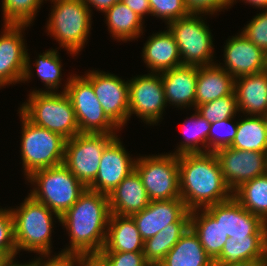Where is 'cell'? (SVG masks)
<instances>
[{
	"label": "cell",
	"mask_w": 267,
	"mask_h": 266,
	"mask_svg": "<svg viewBox=\"0 0 267 266\" xmlns=\"http://www.w3.org/2000/svg\"><path fill=\"white\" fill-rule=\"evenodd\" d=\"M160 74L167 106L195 110L198 66L182 65Z\"/></svg>",
	"instance_id": "20"
},
{
	"label": "cell",
	"mask_w": 267,
	"mask_h": 266,
	"mask_svg": "<svg viewBox=\"0 0 267 266\" xmlns=\"http://www.w3.org/2000/svg\"><path fill=\"white\" fill-rule=\"evenodd\" d=\"M262 117H263V120L265 122L266 130H267V113L265 115H263Z\"/></svg>",
	"instance_id": "51"
},
{
	"label": "cell",
	"mask_w": 267,
	"mask_h": 266,
	"mask_svg": "<svg viewBox=\"0 0 267 266\" xmlns=\"http://www.w3.org/2000/svg\"><path fill=\"white\" fill-rule=\"evenodd\" d=\"M189 14H204L212 17L232 7V0H184Z\"/></svg>",
	"instance_id": "42"
},
{
	"label": "cell",
	"mask_w": 267,
	"mask_h": 266,
	"mask_svg": "<svg viewBox=\"0 0 267 266\" xmlns=\"http://www.w3.org/2000/svg\"><path fill=\"white\" fill-rule=\"evenodd\" d=\"M46 33L71 56L80 54L91 34L92 13L82 0H50Z\"/></svg>",
	"instance_id": "4"
},
{
	"label": "cell",
	"mask_w": 267,
	"mask_h": 266,
	"mask_svg": "<svg viewBox=\"0 0 267 266\" xmlns=\"http://www.w3.org/2000/svg\"><path fill=\"white\" fill-rule=\"evenodd\" d=\"M12 259L5 253L0 252V266H7Z\"/></svg>",
	"instance_id": "49"
},
{
	"label": "cell",
	"mask_w": 267,
	"mask_h": 266,
	"mask_svg": "<svg viewBox=\"0 0 267 266\" xmlns=\"http://www.w3.org/2000/svg\"><path fill=\"white\" fill-rule=\"evenodd\" d=\"M236 34L224 43V63L217 64L235 79L265 71L267 53L249 41L240 31Z\"/></svg>",
	"instance_id": "18"
},
{
	"label": "cell",
	"mask_w": 267,
	"mask_h": 266,
	"mask_svg": "<svg viewBox=\"0 0 267 266\" xmlns=\"http://www.w3.org/2000/svg\"><path fill=\"white\" fill-rule=\"evenodd\" d=\"M21 123L20 155L24 178L32 172L63 164L66 139L30 122L17 110Z\"/></svg>",
	"instance_id": "7"
},
{
	"label": "cell",
	"mask_w": 267,
	"mask_h": 266,
	"mask_svg": "<svg viewBox=\"0 0 267 266\" xmlns=\"http://www.w3.org/2000/svg\"><path fill=\"white\" fill-rule=\"evenodd\" d=\"M180 197L189 211L225 202L233 197L214 152L178 155Z\"/></svg>",
	"instance_id": "2"
},
{
	"label": "cell",
	"mask_w": 267,
	"mask_h": 266,
	"mask_svg": "<svg viewBox=\"0 0 267 266\" xmlns=\"http://www.w3.org/2000/svg\"><path fill=\"white\" fill-rule=\"evenodd\" d=\"M138 155L135 170L141 177L149 200L181 198L178 155L169 152Z\"/></svg>",
	"instance_id": "9"
},
{
	"label": "cell",
	"mask_w": 267,
	"mask_h": 266,
	"mask_svg": "<svg viewBox=\"0 0 267 266\" xmlns=\"http://www.w3.org/2000/svg\"><path fill=\"white\" fill-rule=\"evenodd\" d=\"M95 258L102 266H150L143 252H99Z\"/></svg>",
	"instance_id": "41"
},
{
	"label": "cell",
	"mask_w": 267,
	"mask_h": 266,
	"mask_svg": "<svg viewBox=\"0 0 267 266\" xmlns=\"http://www.w3.org/2000/svg\"><path fill=\"white\" fill-rule=\"evenodd\" d=\"M85 5L89 8L91 13L93 14L92 8L94 7L96 11H100L101 13H105L109 8H111L115 3L120 0H82ZM92 7V8H91Z\"/></svg>",
	"instance_id": "45"
},
{
	"label": "cell",
	"mask_w": 267,
	"mask_h": 266,
	"mask_svg": "<svg viewBox=\"0 0 267 266\" xmlns=\"http://www.w3.org/2000/svg\"><path fill=\"white\" fill-rule=\"evenodd\" d=\"M244 2L245 4H248L250 6H252L255 9H267V0H232V7L234 4H236L237 2Z\"/></svg>",
	"instance_id": "47"
},
{
	"label": "cell",
	"mask_w": 267,
	"mask_h": 266,
	"mask_svg": "<svg viewBox=\"0 0 267 266\" xmlns=\"http://www.w3.org/2000/svg\"><path fill=\"white\" fill-rule=\"evenodd\" d=\"M190 117L183 120L181 127V136L183 141L170 152L175 155L185 153H205L208 152V134L211 123L200 116L196 110Z\"/></svg>",
	"instance_id": "31"
},
{
	"label": "cell",
	"mask_w": 267,
	"mask_h": 266,
	"mask_svg": "<svg viewBox=\"0 0 267 266\" xmlns=\"http://www.w3.org/2000/svg\"><path fill=\"white\" fill-rule=\"evenodd\" d=\"M190 226V211L178 222L167 225L155 236L144 241L145 260L150 265H158L171 248L178 242L182 234Z\"/></svg>",
	"instance_id": "30"
},
{
	"label": "cell",
	"mask_w": 267,
	"mask_h": 266,
	"mask_svg": "<svg viewBox=\"0 0 267 266\" xmlns=\"http://www.w3.org/2000/svg\"><path fill=\"white\" fill-rule=\"evenodd\" d=\"M243 117L238 119L237 133L229 147L267 153V130L263 117L249 115Z\"/></svg>",
	"instance_id": "32"
},
{
	"label": "cell",
	"mask_w": 267,
	"mask_h": 266,
	"mask_svg": "<svg viewBox=\"0 0 267 266\" xmlns=\"http://www.w3.org/2000/svg\"><path fill=\"white\" fill-rule=\"evenodd\" d=\"M46 0H2L3 24L32 25ZM39 10V11H38Z\"/></svg>",
	"instance_id": "35"
},
{
	"label": "cell",
	"mask_w": 267,
	"mask_h": 266,
	"mask_svg": "<svg viewBox=\"0 0 267 266\" xmlns=\"http://www.w3.org/2000/svg\"><path fill=\"white\" fill-rule=\"evenodd\" d=\"M10 211L17 255L26 251L36 253V258H58L57 254H52V233L55 223H61V216L29 194L19 206L10 207Z\"/></svg>",
	"instance_id": "3"
},
{
	"label": "cell",
	"mask_w": 267,
	"mask_h": 266,
	"mask_svg": "<svg viewBox=\"0 0 267 266\" xmlns=\"http://www.w3.org/2000/svg\"><path fill=\"white\" fill-rule=\"evenodd\" d=\"M223 178L232 192L242 184L267 173V153L223 147L214 152Z\"/></svg>",
	"instance_id": "15"
},
{
	"label": "cell",
	"mask_w": 267,
	"mask_h": 266,
	"mask_svg": "<svg viewBox=\"0 0 267 266\" xmlns=\"http://www.w3.org/2000/svg\"><path fill=\"white\" fill-rule=\"evenodd\" d=\"M7 266H34V259L25 263H20L19 261L13 259Z\"/></svg>",
	"instance_id": "50"
},
{
	"label": "cell",
	"mask_w": 267,
	"mask_h": 266,
	"mask_svg": "<svg viewBox=\"0 0 267 266\" xmlns=\"http://www.w3.org/2000/svg\"><path fill=\"white\" fill-rule=\"evenodd\" d=\"M213 266H267V260H249L232 264H214Z\"/></svg>",
	"instance_id": "46"
},
{
	"label": "cell",
	"mask_w": 267,
	"mask_h": 266,
	"mask_svg": "<svg viewBox=\"0 0 267 266\" xmlns=\"http://www.w3.org/2000/svg\"><path fill=\"white\" fill-rule=\"evenodd\" d=\"M249 260H267V236L228 238L214 264H232Z\"/></svg>",
	"instance_id": "28"
},
{
	"label": "cell",
	"mask_w": 267,
	"mask_h": 266,
	"mask_svg": "<svg viewBox=\"0 0 267 266\" xmlns=\"http://www.w3.org/2000/svg\"><path fill=\"white\" fill-rule=\"evenodd\" d=\"M214 261L206 253L197 234L189 228L171 248L158 266H213Z\"/></svg>",
	"instance_id": "26"
},
{
	"label": "cell",
	"mask_w": 267,
	"mask_h": 266,
	"mask_svg": "<svg viewBox=\"0 0 267 266\" xmlns=\"http://www.w3.org/2000/svg\"><path fill=\"white\" fill-rule=\"evenodd\" d=\"M144 241L131 216L111 214L107 235L100 252H143Z\"/></svg>",
	"instance_id": "24"
},
{
	"label": "cell",
	"mask_w": 267,
	"mask_h": 266,
	"mask_svg": "<svg viewBox=\"0 0 267 266\" xmlns=\"http://www.w3.org/2000/svg\"><path fill=\"white\" fill-rule=\"evenodd\" d=\"M233 197L267 224V173L242 184L233 192Z\"/></svg>",
	"instance_id": "33"
},
{
	"label": "cell",
	"mask_w": 267,
	"mask_h": 266,
	"mask_svg": "<svg viewBox=\"0 0 267 266\" xmlns=\"http://www.w3.org/2000/svg\"><path fill=\"white\" fill-rule=\"evenodd\" d=\"M119 136L117 135L105 147L98 174L87 187L88 189L109 195L126 176L135 170L137 155L136 157L130 155Z\"/></svg>",
	"instance_id": "16"
},
{
	"label": "cell",
	"mask_w": 267,
	"mask_h": 266,
	"mask_svg": "<svg viewBox=\"0 0 267 266\" xmlns=\"http://www.w3.org/2000/svg\"><path fill=\"white\" fill-rule=\"evenodd\" d=\"M60 48H50L45 52L37 54V59L35 58V62L33 61V68H36L37 77L43 82L44 87L43 90L40 88L33 89L30 93L34 92H59V88L61 87L62 80H64L62 76V60L60 53L58 50ZM60 86V87H59Z\"/></svg>",
	"instance_id": "34"
},
{
	"label": "cell",
	"mask_w": 267,
	"mask_h": 266,
	"mask_svg": "<svg viewBox=\"0 0 267 266\" xmlns=\"http://www.w3.org/2000/svg\"><path fill=\"white\" fill-rule=\"evenodd\" d=\"M260 11L261 13L253 16L251 21H247L241 33L267 53V9H260Z\"/></svg>",
	"instance_id": "39"
},
{
	"label": "cell",
	"mask_w": 267,
	"mask_h": 266,
	"mask_svg": "<svg viewBox=\"0 0 267 266\" xmlns=\"http://www.w3.org/2000/svg\"><path fill=\"white\" fill-rule=\"evenodd\" d=\"M126 6H128L131 10H133L138 16H140L143 20L146 15L151 16V8L149 4V0H120Z\"/></svg>",
	"instance_id": "43"
},
{
	"label": "cell",
	"mask_w": 267,
	"mask_h": 266,
	"mask_svg": "<svg viewBox=\"0 0 267 266\" xmlns=\"http://www.w3.org/2000/svg\"><path fill=\"white\" fill-rule=\"evenodd\" d=\"M204 209L217 223H220L228 238L267 236V224L260 217L243 208L234 197Z\"/></svg>",
	"instance_id": "17"
},
{
	"label": "cell",
	"mask_w": 267,
	"mask_h": 266,
	"mask_svg": "<svg viewBox=\"0 0 267 266\" xmlns=\"http://www.w3.org/2000/svg\"><path fill=\"white\" fill-rule=\"evenodd\" d=\"M234 93L240 114L263 116L267 113V73L265 71L236 78Z\"/></svg>",
	"instance_id": "22"
},
{
	"label": "cell",
	"mask_w": 267,
	"mask_h": 266,
	"mask_svg": "<svg viewBox=\"0 0 267 266\" xmlns=\"http://www.w3.org/2000/svg\"><path fill=\"white\" fill-rule=\"evenodd\" d=\"M110 215L108 195L87 188L61 216L70 241L58 258H95L104 247Z\"/></svg>",
	"instance_id": "1"
},
{
	"label": "cell",
	"mask_w": 267,
	"mask_h": 266,
	"mask_svg": "<svg viewBox=\"0 0 267 266\" xmlns=\"http://www.w3.org/2000/svg\"><path fill=\"white\" fill-rule=\"evenodd\" d=\"M25 180L32 187L28 194L59 216L70 209L87 189L64 164L38 169Z\"/></svg>",
	"instance_id": "5"
},
{
	"label": "cell",
	"mask_w": 267,
	"mask_h": 266,
	"mask_svg": "<svg viewBox=\"0 0 267 266\" xmlns=\"http://www.w3.org/2000/svg\"><path fill=\"white\" fill-rule=\"evenodd\" d=\"M117 134L79 133L66 140L63 164L86 187L96 178L105 147Z\"/></svg>",
	"instance_id": "12"
},
{
	"label": "cell",
	"mask_w": 267,
	"mask_h": 266,
	"mask_svg": "<svg viewBox=\"0 0 267 266\" xmlns=\"http://www.w3.org/2000/svg\"><path fill=\"white\" fill-rule=\"evenodd\" d=\"M204 16V14H189L166 25L178 45L182 65L199 67L217 62L212 30L205 22L207 16Z\"/></svg>",
	"instance_id": "8"
},
{
	"label": "cell",
	"mask_w": 267,
	"mask_h": 266,
	"mask_svg": "<svg viewBox=\"0 0 267 266\" xmlns=\"http://www.w3.org/2000/svg\"><path fill=\"white\" fill-rule=\"evenodd\" d=\"M129 81V121L133 115L148 126L161 122L167 107L160 73L136 75Z\"/></svg>",
	"instance_id": "13"
},
{
	"label": "cell",
	"mask_w": 267,
	"mask_h": 266,
	"mask_svg": "<svg viewBox=\"0 0 267 266\" xmlns=\"http://www.w3.org/2000/svg\"><path fill=\"white\" fill-rule=\"evenodd\" d=\"M18 110L33 124L53 131L66 140L80 133L75 111L65 92H34Z\"/></svg>",
	"instance_id": "6"
},
{
	"label": "cell",
	"mask_w": 267,
	"mask_h": 266,
	"mask_svg": "<svg viewBox=\"0 0 267 266\" xmlns=\"http://www.w3.org/2000/svg\"><path fill=\"white\" fill-rule=\"evenodd\" d=\"M0 33V89L30 82L34 70L25 41L29 24H2ZM24 34V35H23Z\"/></svg>",
	"instance_id": "10"
},
{
	"label": "cell",
	"mask_w": 267,
	"mask_h": 266,
	"mask_svg": "<svg viewBox=\"0 0 267 266\" xmlns=\"http://www.w3.org/2000/svg\"><path fill=\"white\" fill-rule=\"evenodd\" d=\"M235 78L217 63L198 67L196 107L234 92Z\"/></svg>",
	"instance_id": "25"
},
{
	"label": "cell",
	"mask_w": 267,
	"mask_h": 266,
	"mask_svg": "<svg viewBox=\"0 0 267 266\" xmlns=\"http://www.w3.org/2000/svg\"><path fill=\"white\" fill-rule=\"evenodd\" d=\"M111 214L131 216L149 205V198L136 170L126 176L108 195Z\"/></svg>",
	"instance_id": "23"
},
{
	"label": "cell",
	"mask_w": 267,
	"mask_h": 266,
	"mask_svg": "<svg viewBox=\"0 0 267 266\" xmlns=\"http://www.w3.org/2000/svg\"><path fill=\"white\" fill-rule=\"evenodd\" d=\"M0 252H5L12 260L16 259L17 249L14 241L13 217L10 207L0 206Z\"/></svg>",
	"instance_id": "40"
},
{
	"label": "cell",
	"mask_w": 267,
	"mask_h": 266,
	"mask_svg": "<svg viewBox=\"0 0 267 266\" xmlns=\"http://www.w3.org/2000/svg\"><path fill=\"white\" fill-rule=\"evenodd\" d=\"M151 17L163 20L165 25L169 22L189 15L184 0H149Z\"/></svg>",
	"instance_id": "38"
},
{
	"label": "cell",
	"mask_w": 267,
	"mask_h": 266,
	"mask_svg": "<svg viewBox=\"0 0 267 266\" xmlns=\"http://www.w3.org/2000/svg\"><path fill=\"white\" fill-rule=\"evenodd\" d=\"M66 80L62 92L70 98L80 133L119 134L120 130L105 116L92 84L76 73Z\"/></svg>",
	"instance_id": "11"
},
{
	"label": "cell",
	"mask_w": 267,
	"mask_h": 266,
	"mask_svg": "<svg viewBox=\"0 0 267 266\" xmlns=\"http://www.w3.org/2000/svg\"><path fill=\"white\" fill-rule=\"evenodd\" d=\"M189 210L181 198L150 201L140 212L131 215L143 241L152 238L167 225L178 222Z\"/></svg>",
	"instance_id": "19"
},
{
	"label": "cell",
	"mask_w": 267,
	"mask_h": 266,
	"mask_svg": "<svg viewBox=\"0 0 267 266\" xmlns=\"http://www.w3.org/2000/svg\"><path fill=\"white\" fill-rule=\"evenodd\" d=\"M105 116L121 131L129 121V81L111 72L85 71Z\"/></svg>",
	"instance_id": "14"
},
{
	"label": "cell",
	"mask_w": 267,
	"mask_h": 266,
	"mask_svg": "<svg viewBox=\"0 0 267 266\" xmlns=\"http://www.w3.org/2000/svg\"><path fill=\"white\" fill-rule=\"evenodd\" d=\"M190 227L197 234L206 253L214 261L221 254L228 240L220 223H217L205 209H195L190 211Z\"/></svg>",
	"instance_id": "29"
},
{
	"label": "cell",
	"mask_w": 267,
	"mask_h": 266,
	"mask_svg": "<svg viewBox=\"0 0 267 266\" xmlns=\"http://www.w3.org/2000/svg\"><path fill=\"white\" fill-rule=\"evenodd\" d=\"M265 72L267 73V57H266V64H265Z\"/></svg>",
	"instance_id": "52"
},
{
	"label": "cell",
	"mask_w": 267,
	"mask_h": 266,
	"mask_svg": "<svg viewBox=\"0 0 267 266\" xmlns=\"http://www.w3.org/2000/svg\"><path fill=\"white\" fill-rule=\"evenodd\" d=\"M74 266H102L96 258H75Z\"/></svg>",
	"instance_id": "48"
},
{
	"label": "cell",
	"mask_w": 267,
	"mask_h": 266,
	"mask_svg": "<svg viewBox=\"0 0 267 266\" xmlns=\"http://www.w3.org/2000/svg\"><path fill=\"white\" fill-rule=\"evenodd\" d=\"M195 110L210 123L241 116L234 92L203 105H198Z\"/></svg>",
	"instance_id": "36"
},
{
	"label": "cell",
	"mask_w": 267,
	"mask_h": 266,
	"mask_svg": "<svg viewBox=\"0 0 267 266\" xmlns=\"http://www.w3.org/2000/svg\"><path fill=\"white\" fill-rule=\"evenodd\" d=\"M34 266H74V258H39L34 257Z\"/></svg>",
	"instance_id": "44"
},
{
	"label": "cell",
	"mask_w": 267,
	"mask_h": 266,
	"mask_svg": "<svg viewBox=\"0 0 267 266\" xmlns=\"http://www.w3.org/2000/svg\"><path fill=\"white\" fill-rule=\"evenodd\" d=\"M143 45L141 57L148 72L160 73L182 66L178 45L168 28L153 32Z\"/></svg>",
	"instance_id": "21"
},
{
	"label": "cell",
	"mask_w": 267,
	"mask_h": 266,
	"mask_svg": "<svg viewBox=\"0 0 267 266\" xmlns=\"http://www.w3.org/2000/svg\"><path fill=\"white\" fill-rule=\"evenodd\" d=\"M104 17L110 36L117 42H132L144 35L145 20L121 1L109 8Z\"/></svg>",
	"instance_id": "27"
},
{
	"label": "cell",
	"mask_w": 267,
	"mask_h": 266,
	"mask_svg": "<svg viewBox=\"0 0 267 266\" xmlns=\"http://www.w3.org/2000/svg\"><path fill=\"white\" fill-rule=\"evenodd\" d=\"M238 119L235 117L211 123L208 134V152L229 147L237 133Z\"/></svg>",
	"instance_id": "37"
}]
</instances>
